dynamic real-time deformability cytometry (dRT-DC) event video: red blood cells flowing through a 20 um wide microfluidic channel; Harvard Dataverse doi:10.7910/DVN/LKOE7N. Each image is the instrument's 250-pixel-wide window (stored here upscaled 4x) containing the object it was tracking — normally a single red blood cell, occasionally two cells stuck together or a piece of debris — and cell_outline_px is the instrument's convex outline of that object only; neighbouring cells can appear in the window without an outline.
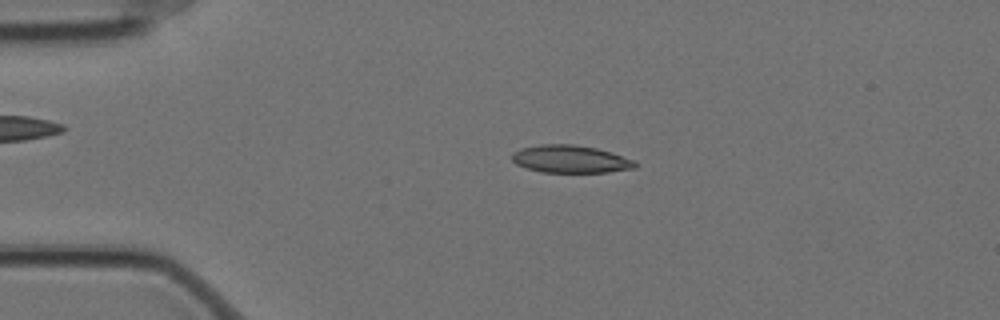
{"species": "Egyptian fruit bat (a non-hibernating species)", "species_latin": "Rousettus aegyptiacus", "temperature_condition": "cold", "stored_images_in_passage": 4, "camera_frame_rate_fps": 3000, "um_per_image_px": 0.085, "animal": {"sex": "female"}, "frame": {"image": 1, "passage_image": 3, "time_ms": 0.667, "image_size_px": [1000, 320], "cell_outline_px": [[636, 168], [608, 172], [540, 172], [516, 164], [512, 160], [512, 152], [520, 148], [540, 144], [572, 144], [596, 148], [612, 152], [636, 160]], "centroid_in_image_um": [48.5, 13.52], "position_along_channel_um": 36.5, "area_um2": 19.94}}